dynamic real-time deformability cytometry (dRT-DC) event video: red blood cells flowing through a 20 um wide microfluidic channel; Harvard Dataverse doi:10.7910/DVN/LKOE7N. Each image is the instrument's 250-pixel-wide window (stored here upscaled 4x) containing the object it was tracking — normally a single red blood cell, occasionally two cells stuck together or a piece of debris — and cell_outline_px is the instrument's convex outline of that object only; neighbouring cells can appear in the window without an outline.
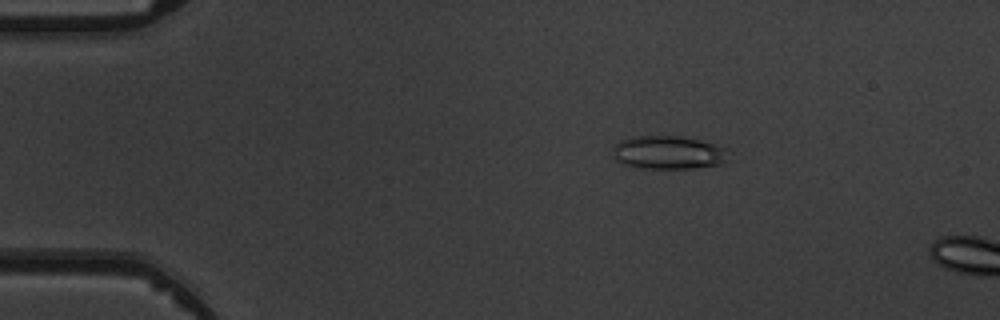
{"species": "common noctule bat (a hibernating species)", "species_latin": "Nyctalus noctula", "temperature_condition": "warm", "stored_images_in_passage": 3, "camera_frame_rate_fps": 3000, "um_per_image_px": 0.085, "animal": {"sex": "male", "body_mass_g": 19.5, "forearm_length_mm": 54.6}, "frame": {"image": 1, "passage_image": 1, "time_ms": 0.0, "image_size_px": [1000, 320], "cell_outline_px": [[728, 160], [720, 164], [692, 168], [644, 168], [620, 164], [616, 160], [612, 148], [620, 140], [632, 136], [684, 136], [728, 148]], "centroid_in_image_um": [56.81, 12.96], "position_along_channel_um": 28.2, "area_um2": 22.6}}